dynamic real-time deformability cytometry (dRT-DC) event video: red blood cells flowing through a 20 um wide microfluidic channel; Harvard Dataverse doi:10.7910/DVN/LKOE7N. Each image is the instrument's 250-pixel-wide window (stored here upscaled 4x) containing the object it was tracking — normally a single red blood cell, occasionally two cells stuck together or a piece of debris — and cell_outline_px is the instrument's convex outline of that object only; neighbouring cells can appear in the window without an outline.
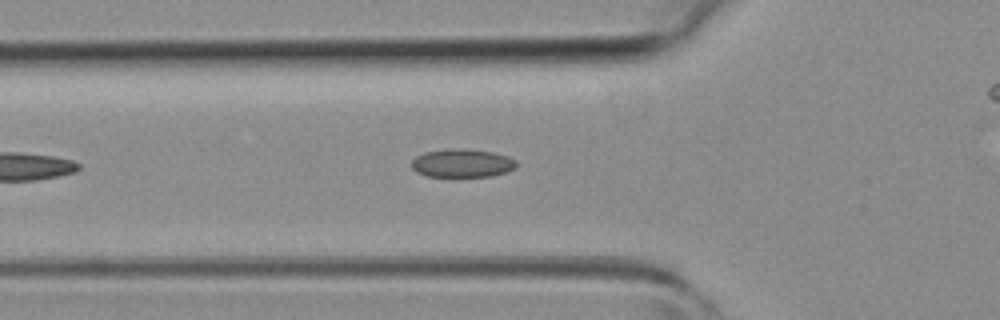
{"species": "common noctule bat (a hibernating species)", "species_latin": "Nyctalus noctula", "temperature_condition": "room temperature", "stored_images_in_passage": 12, "camera_frame_rate_fps": 3000, "um_per_image_px": 0.085, "animal": {"sex": "female", "body_mass_g": 19.3, "forearm_length_mm": 54.1}, "frame": {"image": 1, "passage_image": 6, "time_ms": 1.667, "image_size_px": [1000, 320], "cell_outline_px": [[516, 168], [508, 172], [492, 176], [424, 176], [416, 172], [412, 168], [412, 160], [416, 156], [424, 152], [456, 148], [464, 148], [492, 152], [508, 156], [516, 160]], "centroid_in_image_um": [39.3, 13.87], "position_along_channel_um": 86.5, "area_um2": 17.4}}